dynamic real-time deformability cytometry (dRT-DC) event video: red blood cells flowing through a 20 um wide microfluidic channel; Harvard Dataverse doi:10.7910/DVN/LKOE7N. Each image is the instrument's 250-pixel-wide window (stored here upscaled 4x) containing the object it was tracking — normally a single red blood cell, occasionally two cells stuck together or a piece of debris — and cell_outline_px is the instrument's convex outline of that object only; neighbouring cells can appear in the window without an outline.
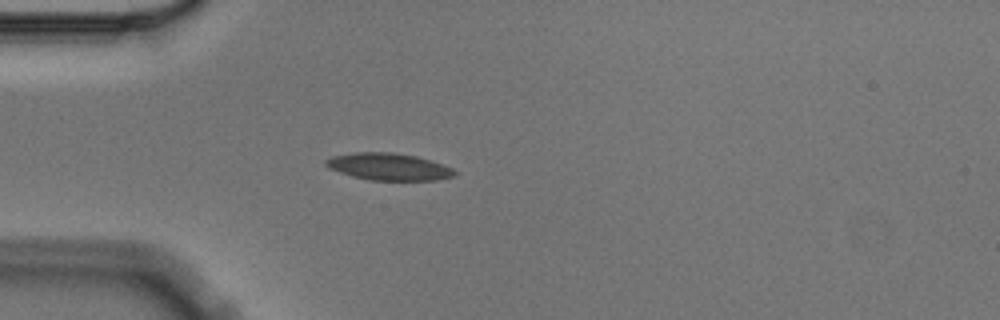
{"species": "Egyptian fruit bat (a non-hibernating species)", "species_latin": "Rousettus aegyptiacus", "temperature_condition": "cold", "stored_images_in_passage": 3, "camera_frame_rate_fps": 3000, "um_per_image_px": 0.085, "animal": {"sex": "male"}, "frame": {"image": 1, "passage_image": 3, "time_ms": 0.667, "image_size_px": [1000, 320], "cell_outline_px": [[456, 176], [436, 180], [368, 180], [352, 176], [328, 168], [324, 164], [324, 160], [332, 156], [356, 152], [392, 152], [416, 156], [452, 168], [456, 172]], "centroid_in_image_um": [33.0, 14.17], "position_along_channel_um": 52.0, "area_um2": 20.23}}